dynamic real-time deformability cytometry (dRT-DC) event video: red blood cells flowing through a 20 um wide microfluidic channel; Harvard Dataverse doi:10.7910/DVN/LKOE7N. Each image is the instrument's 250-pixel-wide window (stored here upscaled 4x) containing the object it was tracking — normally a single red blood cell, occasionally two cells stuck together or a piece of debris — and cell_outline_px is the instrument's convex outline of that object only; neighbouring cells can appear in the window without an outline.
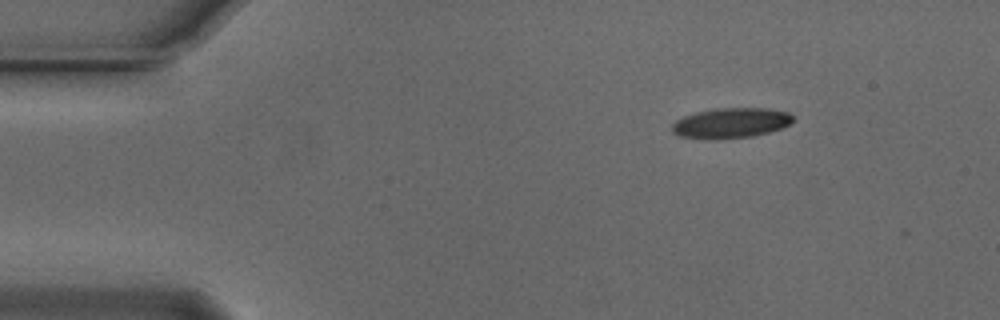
{"species": "Egyptian fruit bat (a non-hibernating species)", "species_latin": "Rousettus aegyptiacus", "temperature_condition": "cold", "stored_images_in_passage": 10, "camera_frame_rate_fps": 3000, "um_per_image_px": 0.085, "animal": {"sex": "male"}, "frame": {"image": 1, "passage_image": 1, "time_ms": 0.0, "image_size_px": [1000, 320], "cell_outline_px": [[792, 120], [788, 124], [780, 128], [768, 132], [752, 136], [680, 136], [672, 132], [672, 124], [676, 120], [684, 116], [696, 112], [712, 108], [768, 108], [788, 112], [792, 116]], "centroid_in_image_um": [62.15, 10.39], "position_along_channel_um": 22.9, "area_um2": 20.23}}